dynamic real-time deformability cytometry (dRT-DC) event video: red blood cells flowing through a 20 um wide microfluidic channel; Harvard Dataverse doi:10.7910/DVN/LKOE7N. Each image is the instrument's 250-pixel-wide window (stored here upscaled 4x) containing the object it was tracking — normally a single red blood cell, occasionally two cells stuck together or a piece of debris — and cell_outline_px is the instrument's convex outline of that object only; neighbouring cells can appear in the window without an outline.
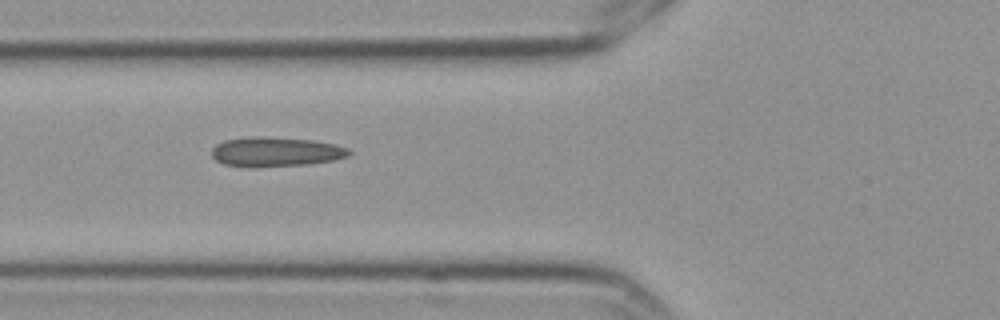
{"species": "Egyptian fruit bat (a non-hibernating species)", "species_latin": "Rousettus aegyptiacus", "temperature_condition": "cold", "stored_images_in_passage": 3, "camera_frame_rate_fps": 3000, "um_per_image_px": 0.085, "frame": {"image": 1, "passage_image": 2, "time_ms": 0.333, "image_size_px": [1000, 320], "cell_outline_px": [[352, 152], [348, 156], [332, 160], [308, 164], [256, 168], [248, 168], [224, 164], [216, 160], [212, 156], [212, 148], [216, 144], [224, 140], [252, 136], [256, 136], [312, 140], [336, 144], [348, 148]], "centroid_in_image_um": [23.41, 12.91], "position_along_channel_um": 102.4, "area_um2": 23.87}}
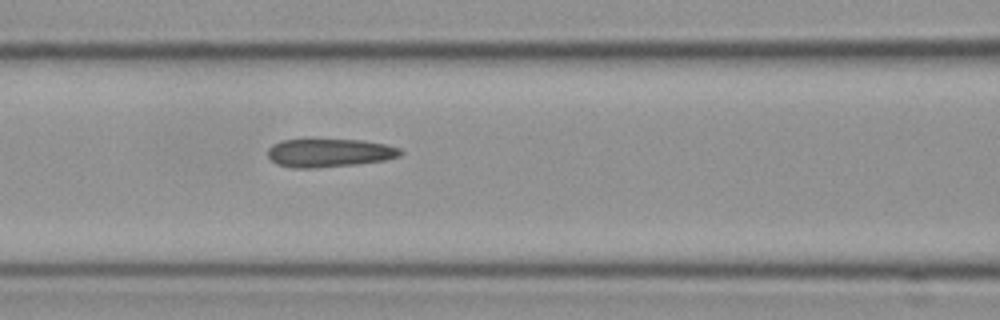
{"frame": {"image": 2, "passage_image": 3, "time_ms": 0.667, "image_size_px": [1000, 320], "cell_outline_px": [[404, 152], [400, 156], [384, 160], [356, 164], [316, 168], [292, 168], [276, 164], [268, 156], [268, 148], [272, 144], [280, 140], [304, 136], [308, 136], [360, 140], [384, 144], [400, 148]], "centroid_in_image_um": [27.91, 12.94], "position_along_channel_um": 138.7, "area_um2": 23.06}}